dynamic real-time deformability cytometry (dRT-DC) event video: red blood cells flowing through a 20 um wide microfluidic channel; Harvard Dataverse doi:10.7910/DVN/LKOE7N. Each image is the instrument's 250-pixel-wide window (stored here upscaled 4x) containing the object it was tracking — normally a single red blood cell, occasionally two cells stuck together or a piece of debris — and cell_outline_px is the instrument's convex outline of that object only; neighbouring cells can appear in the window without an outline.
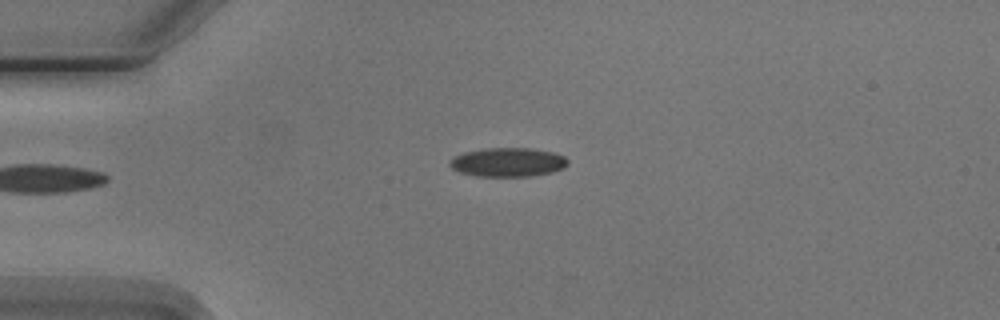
{"species": "Egyptian fruit bat (a non-hibernating species)", "species_latin": "Rousettus aegyptiacus", "temperature_condition": "cold", "stored_images_in_passage": 5, "camera_frame_rate_fps": 3000, "um_per_image_px": 0.085, "animal": {"sex": "male"}, "frame": {"image": 1, "passage_image": 4, "time_ms": 4.667, "image_size_px": [1000, 320], "cell_outline_px": [[568, 164], [564, 168], [552, 172], [528, 176], [476, 176], [460, 172], [452, 168], [448, 164], [448, 160], [452, 156], [464, 152], [484, 148], [528, 148], [552, 152], [564, 156], [568, 160]], "centroid_in_image_um": [43.13, 13.78], "position_along_channel_um": 41.9, "area_um2": 20.0}}